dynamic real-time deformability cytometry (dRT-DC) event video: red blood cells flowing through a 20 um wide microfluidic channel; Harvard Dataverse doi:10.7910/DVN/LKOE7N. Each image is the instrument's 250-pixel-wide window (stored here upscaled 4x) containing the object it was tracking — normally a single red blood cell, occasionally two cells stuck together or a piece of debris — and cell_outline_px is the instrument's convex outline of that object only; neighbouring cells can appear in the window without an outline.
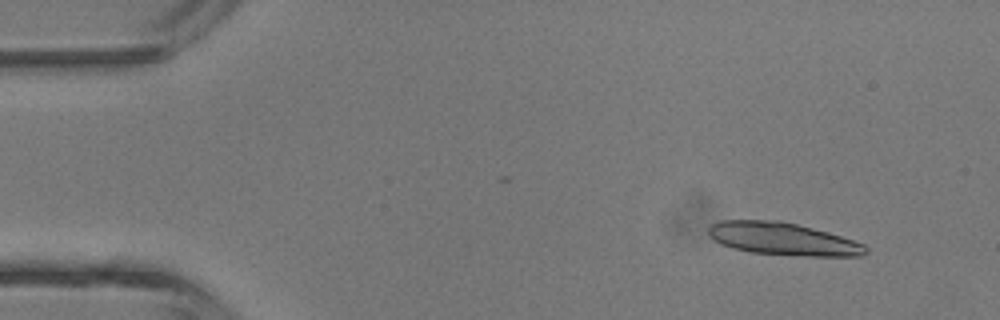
{"species": "common noctule bat (a hibernating species)", "species_latin": "Nyctalus noctula", "temperature_condition": "room temperature", "stored_images_in_passage": 4, "camera_frame_rate_fps": 3000, "um_per_image_px": 0.085, "animal": {"sex": "male", "body_mass_g": 13.3}, "frame": {"image": 1, "passage_image": 2, "time_ms": 1.0, "image_size_px": [1000, 320], "cell_outline_px": [[868, 252], [860, 256], [808, 256], [752, 252], [732, 248], [720, 244], [708, 236], [708, 228], [712, 224], [720, 220], [780, 220], [828, 232], [864, 244], [868, 248]], "centroid_in_image_um": [66.51, 20.3], "position_along_channel_um": 18.5, "area_um2": 29.77}}